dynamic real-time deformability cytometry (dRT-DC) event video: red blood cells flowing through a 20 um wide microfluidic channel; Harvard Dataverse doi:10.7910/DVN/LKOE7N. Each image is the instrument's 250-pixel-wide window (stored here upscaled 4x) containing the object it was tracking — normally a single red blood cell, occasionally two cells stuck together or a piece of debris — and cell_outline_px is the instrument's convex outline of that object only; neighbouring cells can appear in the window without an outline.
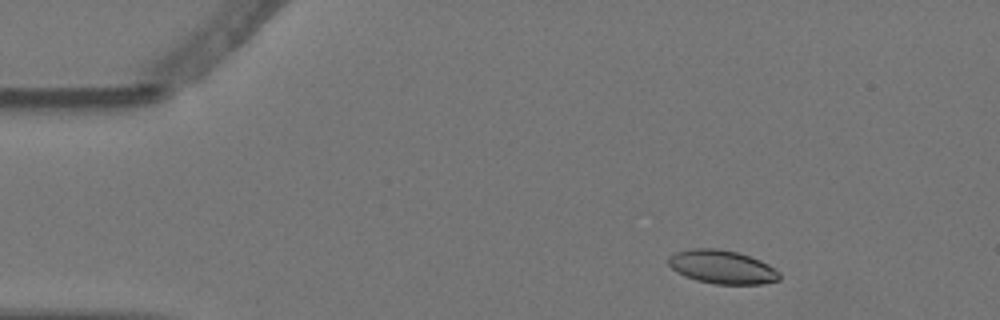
{"species": "Egyptian fruit bat (a non-hibernating species)", "species_latin": "Rousettus aegyptiacus", "temperature_condition": "warm", "stored_images_in_passage": 4, "camera_frame_rate_fps": 3000, "um_per_image_px": 0.085, "animal": {"sex": "female"}, "frame": {"image": 1, "passage_image": 2, "time_ms": 0.333, "image_size_px": [1000, 320], "cell_outline_px": [[780, 280], [760, 284], [716, 284], [696, 280], [684, 276], [676, 272], [668, 264], [668, 256], [676, 252], [692, 248], [716, 248], [736, 252], [760, 260], [768, 264], [780, 272]], "centroid_in_image_um": [61.36, 22.69], "position_along_channel_um": 23.6, "area_um2": 21.73}}
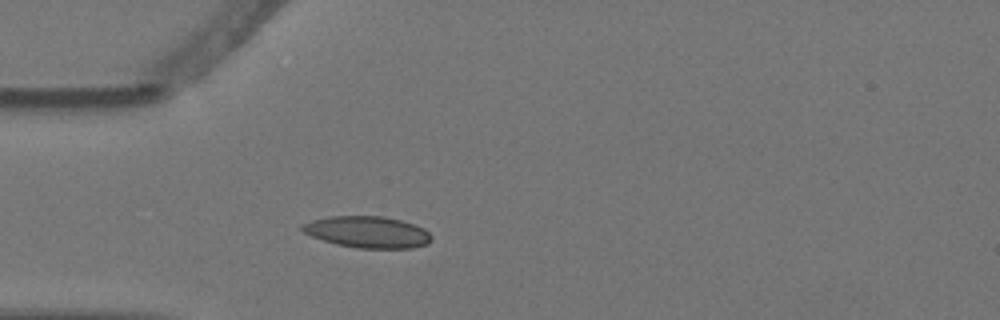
{"frame": {"image": 2, "passage_image": 4, "time_ms": 1.0, "image_size_px": [1000, 320], "cell_outline_px": [[432, 240], [428, 244], [412, 248], [356, 248], [336, 244], [312, 236], [304, 232], [300, 228], [300, 224], [312, 220], [332, 216], [384, 216], [400, 220], [424, 228], [432, 236]], "centroid_in_image_um": [31.25, 19.72], "position_along_channel_um": 53.8, "area_um2": 23.76}}